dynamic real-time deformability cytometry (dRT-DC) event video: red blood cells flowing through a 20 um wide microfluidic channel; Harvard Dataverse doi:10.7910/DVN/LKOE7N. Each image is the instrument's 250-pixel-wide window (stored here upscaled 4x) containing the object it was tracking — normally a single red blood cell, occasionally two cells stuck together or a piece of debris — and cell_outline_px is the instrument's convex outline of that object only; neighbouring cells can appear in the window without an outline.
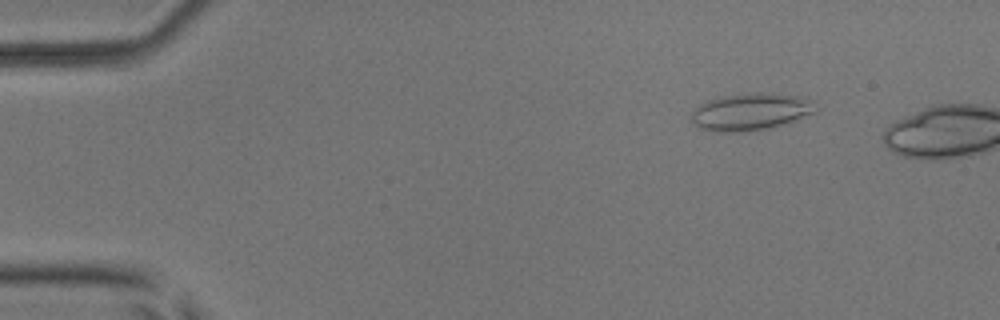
{"species": "common noctule bat (a hibernating species)", "species_latin": "Nyctalus noctula", "temperature_condition": "room temperature", "stored_images_in_passage": 11, "camera_frame_rate_fps": 3000, "um_per_image_px": 0.085, "animal": {"sex": "male", "body_mass_g": 17.9, "forearm_length_mm": 54.2}, "frame": {"image": 1, "passage_image": 7, "time_ms": 2.0, "image_size_px": [1000, 320], "cell_outline_px": [[816, 100], [812, 112], [792, 120], [768, 128], [748, 132], [716, 132], [700, 128], [692, 124], [688, 120], [692, 112], [700, 104], [716, 96], [756, 92], [772, 92], [800, 96]], "centroid_in_image_um": [63.72, 9.48], "position_along_channel_um": 21.3, "area_um2": 27.17}}